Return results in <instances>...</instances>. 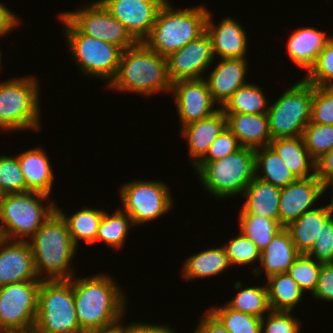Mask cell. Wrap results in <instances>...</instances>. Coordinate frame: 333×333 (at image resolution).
Wrapping results in <instances>:
<instances>
[{"label": "cell", "mask_w": 333, "mask_h": 333, "mask_svg": "<svg viewBox=\"0 0 333 333\" xmlns=\"http://www.w3.org/2000/svg\"><path fill=\"white\" fill-rule=\"evenodd\" d=\"M260 86L246 83L221 108L224 113L267 114V98Z\"/></svg>", "instance_id": "33"}, {"label": "cell", "mask_w": 333, "mask_h": 333, "mask_svg": "<svg viewBox=\"0 0 333 333\" xmlns=\"http://www.w3.org/2000/svg\"><path fill=\"white\" fill-rule=\"evenodd\" d=\"M200 319L194 333H229L209 310H206Z\"/></svg>", "instance_id": "49"}, {"label": "cell", "mask_w": 333, "mask_h": 333, "mask_svg": "<svg viewBox=\"0 0 333 333\" xmlns=\"http://www.w3.org/2000/svg\"><path fill=\"white\" fill-rule=\"evenodd\" d=\"M124 333H176L169 326L161 324H147L143 322H133L124 326Z\"/></svg>", "instance_id": "50"}, {"label": "cell", "mask_w": 333, "mask_h": 333, "mask_svg": "<svg viewBox=\"0 0 333 333\" xmlns=\"http://www.w3.org/2000/svg\"><path fill=\"white\" fill-rule=\"evenodd\" d=\"M226 127L227 118L221 108L205 119L182 127L181 135L187 140L193 166L206 155L212 142Z\"/></svg>", "instance_id": "21"}, {"label": "cell", "mask_w": 333, "mask_h": 333, "mask_svg": "<svg viewBox=\"0 0 333 333\" xmlns=\"http://www.w3.org/2000/svg\"><path fill=\"white\" fill-rule=\"evenodd\" d=\"M56 211L65 220L72 241L76 247H78L79 241L82 240H84L86 245L96 243L98 227L105 212L103 209L84 207L70 216L65 214V212L57 206Z\"/></svg>", "instance_id": "31"}, {"label": "cell", "mask_w": 333, "mask_h": 333, "mask_svg": "<svg viewBox=\"0 0 333 333\" xmlns=\"http://www.w3.org/2000/svg\"><path fill=\"white\" fill-rule=\"evenodd\" d=\"M241 281L235 282L234 288L239 291L226 305L239 312L262 318L269 312L267 286H255L242 289ZM241 289V290H240Z\"/></svg>", "instance_id": "34"}, {"label": "cell", "mask_w": 333, "mask_h": 333, "mask_svg": "<svg viewBox=\"0 0 333 333\" xmlns=\"http://www.w3.org/2000/svg\"><path fill=\"white\" fill-rule=\"evenodd\" d=\"M170 93L175 97L174 102L182 127L205 119L219 110V107L214 109L216 103L212 99L205 78L174 82Z\"/></svg>", "instance_id": "16"}, {"label": "cell", "mask_w": 333, "mask_h": 333, "mask_svg": "<svg viewBox=\"0 0 333 333\" xmlns=\"http://www.w3.org/2000/svg\"><path fill=\"white\" fill-rule=\"evenodd\" d=\"M227 127L237 137L242 147L258 149L269 146L268 114L225 113Z\"/></svg>", "instance_id": "22"}, {"label": "cell", "mask_w": 333, "mask_h": 333, "mask_svg": "<svg viewBox=\"0 0 333 333\" xmlns=\"http://www.w3.org/2000/svg\"><path fill=\"white\" fill-rule=\"evenodd\" d=\"M313 297L333 302V263H321L318 284Z\"/></svg>", "instance_id": "47"}, {"label": "cell", "mask_w": 333, "mask_h": 333, "mask_svg": "<svg viewBox=\"0 0 333 333\" xmlns=\"http://www.w3.org/2000/svg\"><path fill=\"white\" fill-rule=\"evenodd\" d=\"M49 195L27 191L0 195V238L27 241L56 210Z\"/></svg>", "instance_id": "5"}, {"label": "cell", "mask_w": 333, "mask_h": 333, "mask_svg": "<svg viewBox=\"0 0 333 333\" xmlns=\"http://www.w3.org/2000/svg\"><path fill=\"white\" fill-rule=\"evenodd\" d=\"M238 234L223 246L230 265H252L255 261H260L261 251L255 243L241 232Z\"/></svg>", "instance_id": "42"}, {"label": "cell", "mask_w": 333, "mask_h": 333, "mask_svg": "<svg viewBox=\"0 0 333 333\" xmlns=\"http://www.w3.org/2000/svg\"><path fill=\"white\" fill-rule=\"evenodd\" d=\"M19 23L20 20L15 13L0 2V37H4L13 28L16 29Z\"/></svg>", "instance_id": "51"}, {"label": "cell", "mask_w": 333, "mask_h": 333, "mask_svg": "<svg viewBox=\"0 0 333 333\" xmlns=\"http://www.w3.org/2000/svg\"><path fill=\"white\" fill-rule=\"evenodd\" d=\"M25 281H41L28 241L0 238V287Z\"/></svg>", "instance_id": "18"}, {"label": "cell", "mask_w": 333, "mask_h": 333, "mask_svg": "<svg viewBox=\"0 0 333 333\" xmlns=\"http://www.w3.org/2000/svg\"><path fill=\"white\" fill-rule=\"evenodd\" d=\"M169 0L159 9L150 34L143 42L168 57L206 31L208 9L204 6L175 9Z\"/></svg>", "instance_id": "4"}, {"label": "cell", "mask_w": 333, "mask_h": 333, "mask_svg": "<svg viewBox=\"0 0 333 333\" xmlns=\"http://www.w3.org/2000/svg\"><path fill=\"white\" fill-rule=\"evenodd\" d=\"M302 138L310 156L317 161L333 148V125L310 121Z\"/></svg>", "instance_id": "38"}, {"label": "cell", "mask_w": 333, "mask_h": 333, "mask_svg": "<svg viewBox=\"0 0 333 333\" xmlns=\"http://www.w3.org/2000/svg\"><path fill=\"white\" fill-rule=\"evenodd\" d=\"M240 232L249 238L262 251L273 237L284 227L279 220H273L253 214H239Z\"/></svg>", "instance_id": "35"}, {"label": "cell", "mask_w": 333, "mask_h": 333, "mask_svg": "<svg viewBox=\"0 0 333 333\" xmlns=\"http://www.w3.org/2000/svg\"><path fill=\"white\" fill-rule=\"evenodd\" d=\"M321 263L307 254H299L289 267L288 274L296 281L298 286L305 292L313 294L316 290Z\"/></svg>", "instance_id": "39"}, {"label": "cell", "mask_w": 333, "mask_h": 333, "mask_svg": "<svg viewBox=\"0 0 333 333\" xmlns=\"http://www.w3.org/2000/svg\"><path fill=\"white\" fill-rule=\"evenodd\" d=\"M27 191L51 194L54 181L52 165L42 148H32L17 155Z\"/></svg>", "instance_id": "25"}, {"label": "cell", "mask_w": 333, "mask_h": 333, "mask_svg": "<svg viewBox=\"0 0 333 333\" xmlns=\"http://www.w3.org/2000/svg\"><path fill=\"white\" fill-rule=\"evenodd\" d=\"M307 255L319 263H333V215L322 225Z\"/></svg>", "instance_id": "45"}, {"label": "cell", "mask_w": 333, "mask_h": 333, "mask_svg": "<svg viewBox=\"0 0 333 333\" xmlns=\"http://www.w3.org/2000/svg\"><path fill=\"white\" fill-rule=\"evenodd\" d=\"M240 147L237 137L226 127L212 142L208 152L199 162H212L222 159Z\"/></svg>", "instance_id": "46"}, {"label": "cell", "mask_w": 333, "mask_h": 333, "mask_svg": "<svg viewBox=\"0 0 333 333\" xmlns=\"http://www.w3.org/2000/svg\"><path fill=\"white\" fill-rule=\"evenodd\" d=\"M305 75L304 79L314 86L333 87V36Z\"/></svg>", "instance_id": "41"}, {"label": "cell", "mask_w": 333, "mask_h": 333, "mask_svg": "<svg viewBox=\"0 0 333 333\" xmlns=\"http://www.w3.org/2000/svg\"><path fill=\"white\" fill-rule=\"evenodd\" d=\"M59 19L64 25L67 47L79 69L88 76L108 80L115 79L122 49L108 42L80 33L62 14Z\"/></svg>", "instance_id": "9"}, {"label": "cell", "mask_w": 333, "mask_h": 333, "mask_svg": "<svg viewBox=\"0 0 333 333\" xmlns=\"http://www.w3.org/2000/svg\"><path fill=\"white\" fill-rule=\"evenodd\" d=\"M214 59L212 41L205 31L167 57L169 80L173 84L180 80L203 79L202 75L210 68Z\"/></svg>", "instance_id": "14"}, {"label": "cell", "mask_w": 333, "mask_h": 333, "mask_svg": "<svg viewBox=\"0 0 333 333\" xmlns=\"http://www.w3.org/2000/svg\"><path fill=\"white\" fill-rule=\"evenodd\" d=\"M212 14L208 12L206 32L212 41L214 58H241L246 59L247 32L238 21L231 17L224 18L217 25L212 21ZM217 55V56H216Z\"/></svg>", "instance_id": "19"}, {"label": "cell", "mask_w": 333, "mask_h": 333, "mask_svg": "<svg viewBox=\"0 0 333 333\" xmlns=\"http://www.w3.org/2000/svg\"><path fill=\"white\" fill-rule=\"evenodd\" d=\"M27 192L17 155H0V195Z\"/></svg>", "instance_id": "40"}, {"label": "cell", "mask_w": 333, "mask_h": 333, "mask_svg": "<svg viewBox=\"0 0 333 333\" xmlns=\"http://www.w3.org/2000/svg\"><path fill=\"white\" fill-rule=\"evenodd\" d=\"M280 189L254 177L242 193L246 200L239 214H253L279 220Z\"/></svg>", "instance_id": "26"}, {"label": "cell", "mask_w": 333, "mask_h": 333, "mask_svg": "<svg viewBox=\"0 0 333 333\" xmlns=\"http://www.w3.org/2000/svg\"><path fill=\"white\" fill-rule=\"evenodd\" d=\"M170 188L159 180L128 182L119 190L122 209L133 222L141 225L169 212L172 207Z\"/></svg>", "instance_id": "11"}, {"label": "cell", "mask_w": 333, "mask_h": 333, "mask_svg": "<svg viewBox=\"0 0 333 333\" xmlns=\"http://www.w3.org/2000/svg\"><path fill=\"white\" fill-rule=\"evenodd\" d=\"M268 302L274 311H291L301 302L304 291L288 273L267 278Z\"/></svg>", "instance_id": "32"}, {"label": "cell", "mask_w": 333, "mask_h": 333, "mask_svg": "<svg viewBox=\"0 0 333 333\" xmlns=\"http://www.w3.org/2000/svg\"><path fill=\"white\" fill-rule=\"evenodd\" d=\"M330 205L316 207L289 223L285 229L300 254H307L321 232L322 225L332 216Z\"/></svg>", "instance_id": "28"}, {"label": "cell", "mask_w": 333, "mask_h": 333, "mask_svg": "<svg viewBox=\"0 0 333 333\" xmlns=\"http://www.w3.org/2000/svg\"><path fill=\"white\" fill-rule=\"evenodd\" d=\"M329 187H331L332 188V190H333V184H330L329 186H327V188H326V191H327V189L329 190ZM333 192V191H332ZM330 208H331V212H332V214H333V195H332V197H331V201H330Z\"/></svg>", "instance_id": "54"}, {"label": "cell", "mask_w": 333, "mask_h": 333, "mask_svg": "<svg viewBox=\"0 0 333 333\" xmlns=\"http://www.w3.org/2000/svg\"><path fill=\"white\" fill-rule=\"evenodd\" d=\"M316 176L325 188L333 184V148L316 161Z\"/></svg>", "instance_id": "48"}, {"label": "cell", "mask_w": 333, "mask_h": 333, "mask_svg": "<svg viewBox=\"0 0 333 333\" xmlns=\"http://www.w3.org/2000/svg\"><path fill=\"white\" fill-rule=\"evenodd\" d=\"M260 172L264 175H259ZM255 177L279 188L286 187L297 180L282 158L270 146L255 149Z\"/></svg>", "instance_id": "30"}, {"label": "cell", "mask_w": 333, "mask_h": 333, "mask_svg": "<svg viewBox=\"0 0 333 333\" xmlns=\"http://www.w3.org/2000/svg\"><path fill=\"white\" fill-rule=\"evenodd\" d=\"M299 254L292 242L290 233L284 227L261 251L259 262L262 269L257 266L253 268L251 273L253 272L254 276L260 277V274L264 271L267 278L275 274L287 273Z\"/></svg>", "instance_id": "23"}, {"label": "cell", "mask_w": 333, "mask_h": 333, "mask_svg": "<svg viewBox=\"0 0 333 333\" xmlns=\"http://www.w3.org/2000/svg\"><path fill=\"white\" fill-rule=\"evenodd\" d=\"M41 281H25L0 287V333L35 325Z\"/></svg>", "instance_id": "12"}, {"label": "cell", "mask_w": 333, "mask_h": 333, "mask_svg": "<svg viewBox=\"0 0 333 333\" xmlns=\"http://www.w3.org/2000/svg\"><path fill=\"white\" fill-rule=\"evenodd\" d=\"M290 313L270 310L261 318V333H300L301 321Z\"/></svg>", "instance_id": "44"}, {"label": "cell", "mask_w": 333, "mask_h": 333, "mask_svg": "<svg viewBox=\"0 0 333 333\" xmlns=\"http://www.w3.org/2000/svg\"><path fill=\"white\" fill-rule=\"evenodd\" d=\"M61 14L82 34L108 42L123 51L137 41L99 0Z\"/></svg>", "instance_id": "13"}, {"label": "cell", "mask_w": 333, "mask_h": 333, "mask_svg": "<svg viewBox=\"0 0 333 333\" xmlns=\"http://www.w3.org/2000/svg\"><path fill=\"white\" fill-rule=\"evenodd\" d=\"M34 76L16 77L0 82V129L39 130V85Z\"/></svg>", "instance_id": "7"}, {"label": "cell", "mask_w": 333, "mask_h": 333, "mask_svg": "<svg viewBox=\"0 0 333 333\" xmlns=\"http://www.w3.org/2000/svg\"><path fill=\"white\" fill-rule=\"evenodd\" d=\"M35 326L46 333H85L75 310L73 277L41 281Z\"/></svg>", "instance_id": "8"}, {"label": "cell", "mask_w": 333, "mask_h": 333, "mask_svg": "<svg viewBox=\"0 0 333 333\" xmlns=\"http://www.w3.org/2000/svg\"><path fill=\"white\" fill-rule=\"evenodd\" d=\"M247 61L241 58H222L207 79L205 77L212 99L219 108H222L231 96L247 83L245 81Z\"/></svg>", "instance_id": "20"}, {"label": "cell", "mask_w": 333, "mask_h": 333, "mask_svg": "<svg viewBox=\"0 0 333 333\" xmlns=\"http://www.w3.org/2000/svg\"><path fill=\"white\" fill-rule=\"evenodd\" d=\"M310 121L333 125V87L313 85Z\"/></svg>", "instance_id": "43"}, {"label": "cell", "mask_w": 333, "mask_h": 333, "mask_svg": "<svg viewBox=\"0 0 333 333\" xmlns=\"http://www.w3.org/2000/svg\"><path fill=\"white\" fill-rule=\"evenodd\" d=\"M9 333H46L42 330H40L39 328H37L35 325L29 328H24V329H19V330H15Z\"/></svg>", "instance_id": "53"}, {"label": "cell", "mask_w": 333, "mask_h": 333, "mask_svg": "<svg viewBox=\"0 0 333 333\" xmlns=\"http://www.w3.org/2000/svg\"><path fill=\"white\" fill-rule=\"evenodd\" d=\"M326 188L317 178L312 176L297 179L280 189L279 223L286 227L305 212L315 209V203L325 194Z\"/></svg>", "instance_id": "17"}, {"label": "cell", "mask_w": 333, "mask_h": 333, "mask_svg": "<svg viewBox=\"0 0 333 333\" xmlns=\"http://www.w3.org/2000/svg\"><path fill=\"white\" fill-rule=\"evenodd\" d=\"M120 324H122L121 320L110 326L91 330L85 333H124V326Z\"/></svg>", "instance_id": "52"}, {"label": "cell", "mask_w": 333, "mask_h": 333, "mask_svg": "<svg viewBox=\"0 0 333 333\" xmlns=\"http://www.w3.org/2000/svg\"><path fill=\"white\" fill-rule=\"evenodd\" d=\"M1 63H2V62H1V50H0V68H1Z\"/></svg>", "instance_id": "55"}, {"label": "cell", "mask_w": 333, "mask_h": 333, "mask_svg": "<svg viewBox=\"0 0 333 333\" xmlns=\"http://www.w3.org/2000/svg\"><path fill=\"white\" fill-rule=\"evenodd\" d=\"M330 38L326 31L312 27L298 28L290 34L284 54L308 72Z\"/></svg>", "instance_id": "24"}, {"label": "cell", "mask_w": 333, "mask_h": 333, "mask_svg": "<svg viewBox=\"0 0 333 333\" xmlns=\"http://www.w3.org/2000/svg\"><path fill=\"white\" fill-rule=\"evenodd\" d=\"M229 333H261V318L235 311L227 305L208 309Z\"/></svg>", "instance_id": "37"}, {"label": "cell", "mask_w": 333, "mask_h": 333, "mask_svg": "<svg viewBox=\"0 0 333 333\" xmlns=\"http://www.w3.org/2000/svg\"><path fill=\"white\" fill-rule=\"evenodd\" d=\"M27 241L39 280H70L74 276L71 260L75 257L77 247L65 220L56 210Z\"/></svg>", "instance_id": "2"}, {"label": "cell", "mask_w": 333, "mask_h": 333, "mask_svg": "<svg viewBox=\"0 0 333 333\" xmlns=\"http://www.w3.org/2000/svg\"><path fill=\"white\" fill-rule=\"evenodd\" d=\"M134 226L131 217L122 209H118L114 214L104 212L98 227L96 242L102 241L110 248L121 249L129 234V228Z\"/></svg>", "instance_id": "36"}, {"label": "cell", "mask_w": 333, "mask_h": 333, "mask_svg": "<svg viewBox=\"0 0 333 333\" xmlns=\"http://www.w3.org/2000/svg\"><path fill=\"white\" fill-rule=\"evenodd\" d=\"M130 35L143 41L151 32L157 13L166 0H99Z\"/></svg>", "instance_id": "15"}, {"label": "cell", "mask_w": 333, "mask_h": 333, "mask_svg": "<svg viewBox=\"0 0 333 333\" xmlns=\"http://www.w3.org/2000/svg\"><path fill=\"white\" fill-rule=\"evenodd\" d=\"M313 84L302 78L269 104L271 139L302 136L311 120ZM271 105V106H270Z\"/></svg>", "instance_id": "10"}, {"label": "cell", "mask_w": 333, "mask_h": 333, "mask_svg": "<svg viewBox=\"0 0 333 333\" xmlns=\"http://www.w3.org/2000/svg\"><path fill=\"white\" fill-rule=\"evenodd\" d=\"M193 168L211 195L218 199L237 196L255 177V150L241 146L222 159L198 162Z\"/></svg>", "instance_id": "6"}, {"label": "cell", "mask_w": 333, "mask_h": 333, "mask_svg": "<svg viewBox=\"0 0 333 333\" xmlns=\"http://www.w3.org/2000/svg\"><path fill=\"white\" fill-rule=\"evenodd\" d=\"M269 146L282 158L297 179L316 176V161L310 156L302 136L276 138Z\"/></svg>", "instance_id": "27"}, {"label": "cell", "mask_w": 333, "mask_h": 333, "mask_svg": "<svg viewBox=\"0 0 333 333\" xmlns=\"http://www.w3.org/2000/svg\"><path fill=\"white\" fill-rule=\"evenodd\" d=\"M231 267L224 247L210 248L191 255L183 263L182 278L189 281L194 278L205 279L219 275Z\"/></svg>", "instance_id": "29"}, {"label": "cell", "mask_w": 333, "mask_h": 333, "mask_svg": "<svg viewBox=\"0 0 333 333\" xmlns=\"http://www.w3.org/2000/svg\"><path fill=\"white\" fill-rule=\"evenodd\" d=\"M114 91L134 92L147 96L171 92L167 58L149 48L143 41L122 51L115 79L107 86Z\"/></svg>", "instance_id": "3"}, {"label": "cell", "mask_w": 333, "mask_h": 333, "mask_svg": "<svg viewBox=\"0 0 333 333\" xmlns=\"http://www.w3.org/2000/svg\"><path fill=\"white\" fill-rule=\"evenodd\" d=\"M74 277L75 310L80 328L84 332L122 320L127 310V299L109 274L100 273L82 279Z\"/></svg>", "instance_id": "1"}]
</instances>
